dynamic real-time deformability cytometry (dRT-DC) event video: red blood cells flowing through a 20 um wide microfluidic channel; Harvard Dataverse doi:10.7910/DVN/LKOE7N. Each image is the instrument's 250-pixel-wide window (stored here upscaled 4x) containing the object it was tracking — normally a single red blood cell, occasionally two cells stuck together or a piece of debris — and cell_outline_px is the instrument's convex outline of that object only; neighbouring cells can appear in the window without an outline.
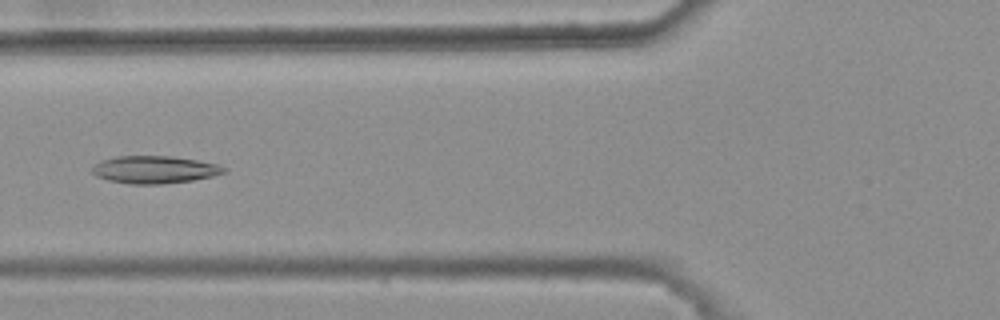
{"species": "common noctule bat (a hibernating species)", "species_latin": "Nyctalus noctula", "temperature_condition": "warm", "stored_images_in_passage": 45, "camera_frame_rate_fps": 3000, "um_per_image_px": 0.085, "animal": {"sex": "female", "body_mass_g": 25.1}, "frame": {"image": 1, "passage_image": 20, "time_ms": 6.333, "image_size_px": [1000, 320], "cell_outline_px": [[228, 172], [212, 176], [192, 180], [160, 184], [132, 184], [108, 180], [96, 176], [92, 172], [92, 168], [100, 160], [116, 156], [172, 156], [196, 160], [216, 164], [228, 168]], "centroid_in_image_um": [13.14, 14.41], "position_along_channel_um": 112.7, "area_um2": 21.1}}
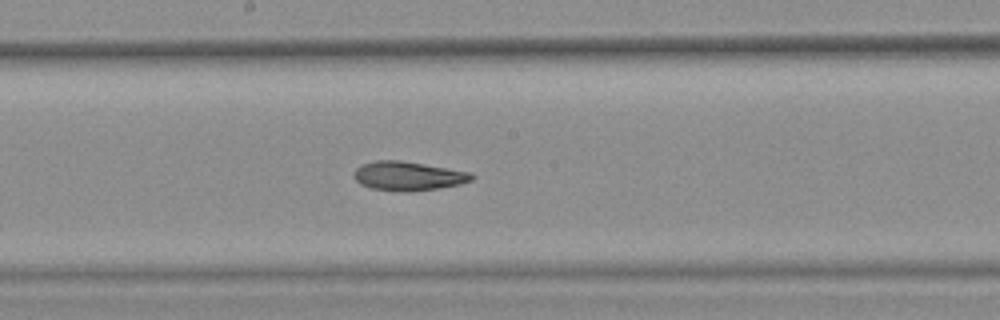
{"frame": {"image": 2, "passage_image": 28, "time_ms": 9.0, "image_size_px": [1000, 320], "cell_outline_px": [[476, 176], [472, 180], [460, 184], [440, 188], [412, 192], [408, 192], [372, 188], [360, 184], [352, 176], [356, 168], [360, 164], [376, 160], [400, 160], [472, 172]], "centroid_in_image_um": [34.7, 14.95], "position_along_channel_um": 213.5, "area_um2": 20.11}}
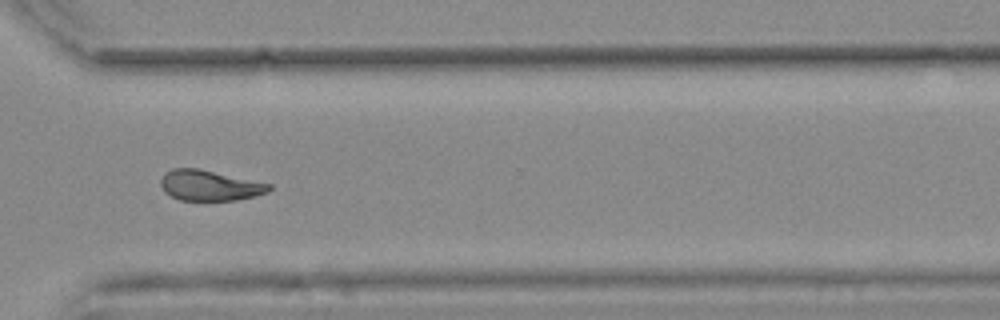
{"frame": {"image": 3, "passage_image": 39, "time_ms": 12.667, "image_size_px": [1000, 320], "cell_outline_px": [[272, 188], [268, 192], [236, 200], [180, 200], [164, 192], [160, 184], [160, 180], [164, 172], [172, 168], [200, 168], [272, 184]], "centroid_in_image_um": [17.8, 15.74], "position_along_channel_um": 352.8, "area_um2": 19.36}, "authors_computed_cell_mechanics": {"area_um2": 20.519, "velocity_mm_per_s": 3.7855, "shape_relaxation_time_tau1_ms": null, "shape_relaxation_time_tau2_ms": 4.1687, "deformation_change_tau1": null, "deformation_change_tau2": 0.1069}}